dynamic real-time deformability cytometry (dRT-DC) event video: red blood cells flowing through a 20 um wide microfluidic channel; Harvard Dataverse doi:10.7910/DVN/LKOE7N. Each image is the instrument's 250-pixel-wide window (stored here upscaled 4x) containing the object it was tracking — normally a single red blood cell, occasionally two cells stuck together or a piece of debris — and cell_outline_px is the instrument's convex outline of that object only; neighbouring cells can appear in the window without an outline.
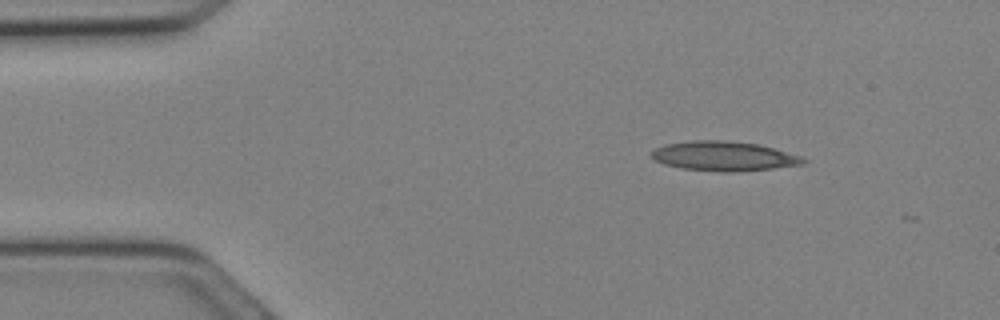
{"species": "Egyptian fruit bat (a non-hibernating species)", "species_latin": "Rousettus aegyptiacus", "temperature_condition": "cold", "stored_images_in_passage": 8, "camera_frame_rate_fps": 3000, "um_per_image_px": 0.085, "animal": {"sex": "female"}, "frame": {"image": 1, "passage_image": 3, "time_ms": 0.667, "image_size_px": [1000, 320], "cell_outline_px": [[808, 160], [804, 164], [740, 172], [720, 172], [680, 168], [664, 164], [656, 160], [652, 156], [652, 152], [656, 148], [668, 144], [692, 140], [728, 140], [760, 144], [800, 156]], "centroid_in_image_um": [61.56, 13.27], "position_along_channel_um": 23.4, "area_um2": 26.13}}